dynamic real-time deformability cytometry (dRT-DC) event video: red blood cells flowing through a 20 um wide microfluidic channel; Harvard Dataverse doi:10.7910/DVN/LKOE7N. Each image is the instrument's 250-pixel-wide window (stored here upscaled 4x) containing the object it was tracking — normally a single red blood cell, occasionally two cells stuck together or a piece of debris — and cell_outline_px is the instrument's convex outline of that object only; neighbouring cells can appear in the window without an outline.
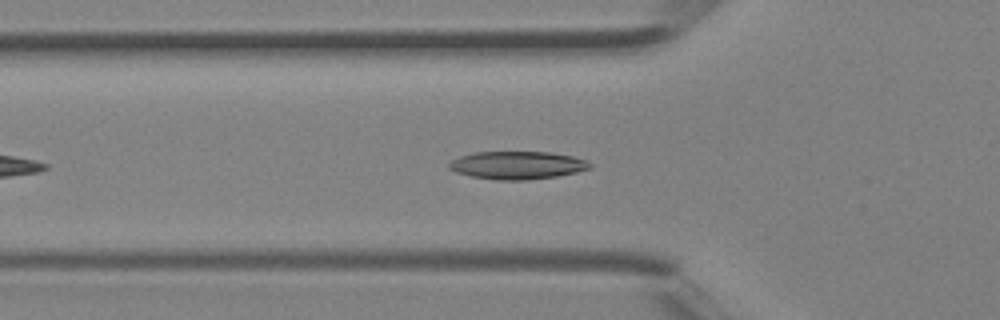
{"species": "Egyptian fruit bat (a non-hibernating species)", "species_latin": "Rousettus aegyptiacus", "temperature_condition": "room temperature", "stored_images_in_passage": 33, "camera_frame_rate_fps": 3000, "um_per_image_px": 0.085, "animal": {"sex": "female"}, "frame": {"image": 1, "passage_image": 6, "time_ms": 1.667, "image_size_px": [1000, 320], "cell_outline_px": [[592, 168], [576, 172], [556, 176], [528, 180], [496, 180], [472, 176], [456, 172], [448, 168], [448, 164], [452, 160], [460, 156], [476, 152], [548, 152], [572, 156], [588, 160], [592, 164]], "centroid_in_image_um": [43.99, 14.04], "position_along_channel_um": 81.8, "area_um2": 22.89}}
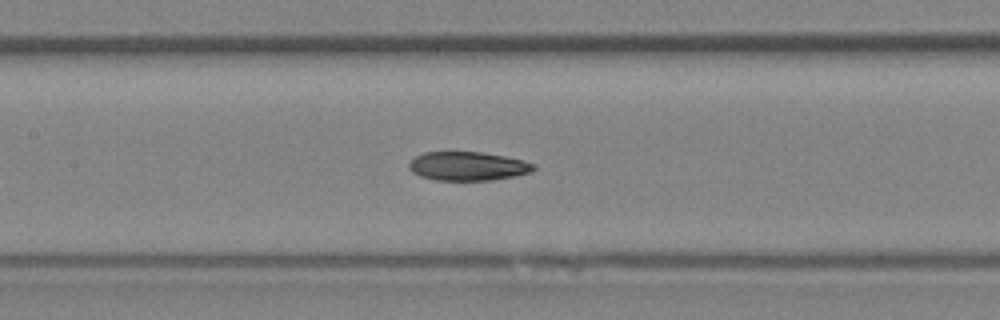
{"frame": {"image": 2, "passage_image": 11, "time_ms": 3.333, "image_size_px": [1000, 320], "cell_outline_px": [[536, 168], [532, 172], [516, 176], [492, 180], [436, 180], [420, 176], [412, 172], [408, 168], [408, 164], [416, 156], [424, 152], [480, 152], [504, 156], [524, 160], [536, 164]], "centroid_in_image_um": [39.79, 14.12], "position_along_channel_um": 167.6, "area_um2": 21.04}}
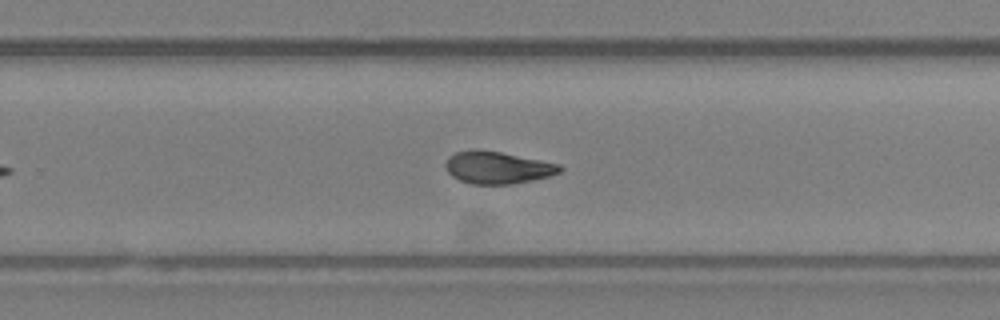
{"frame": {"image": 3, "passage_image": 18, "time_ms": 5.667, "image_size_px": [1000, 320], "cell_outline_px": [[564, 168], [560, 172], [548, 176], [532, 180], [512, 184], [472, 184], [460, 180], [452, 176], [448, 172], [444, 164], [448, 156], [456, 152], [476, 148], [500, 152], [560, 164]], "centroid_in_image_um": [42.26, 14.23], "position_along_channel_um": 287.5, "area_um2": 21.5}}